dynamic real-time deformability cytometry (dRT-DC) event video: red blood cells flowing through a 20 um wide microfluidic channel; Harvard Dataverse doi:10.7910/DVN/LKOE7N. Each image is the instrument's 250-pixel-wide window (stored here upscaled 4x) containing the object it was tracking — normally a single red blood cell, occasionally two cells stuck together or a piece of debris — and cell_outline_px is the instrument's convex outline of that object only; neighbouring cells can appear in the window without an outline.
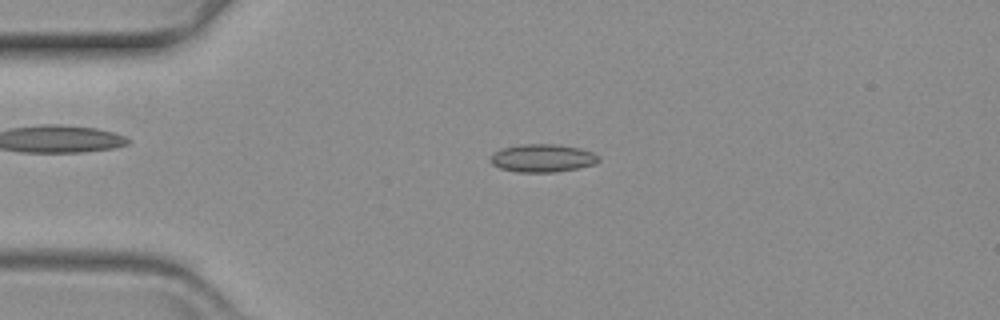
{"species": "common noctule bat (a hibernating species)", "species_latin": "Nyctalus noctula", "temperature_condition": "warm", "stored_images_in_passage": 60, "camera_frame_rate_fps": 3000, "um_per_image_px": 0.085, "animal": {"sex": "female", "body_mass_g": 19.3, "forearm_length_mm": 54.1}, "frame": {"image": 1, "passage_image": 14, "time_ms": 4.333, "image_size_px": [1000, 320], "cell_outline_px": [[600, 160], [596, 164], [556, 172], [516, 172], [500, 168], [492, 164], [488, 160], [496, 152], [504, 148], [524, 144], [556, 144], [580, 148], [592, 152], [600, 156]], "centroid_in_image_um": [46.14, 13.44], "position_along_channel_um": 38.9, "area_um2": 17.57}}
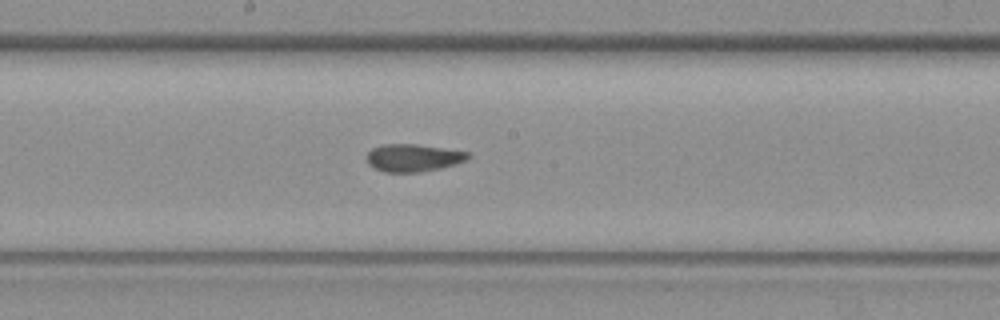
{"frame": {"image": 2, "passage_image": 32, "time_ms": 10.333, "image_size_px": [1000, 320], "cell_outline_px": [[468, 156], [464, 160], [456, 164], [440, 168], [420, 172], [384, 172], [368, 164], [364, 160], [368, 152], [372, 148], [384, 144], [416, 144], [468, 152]], "centroid_in_image_um": [35.05, 13.41], "position_along_channel_um": 213.2, "area_um2": 16.13}}
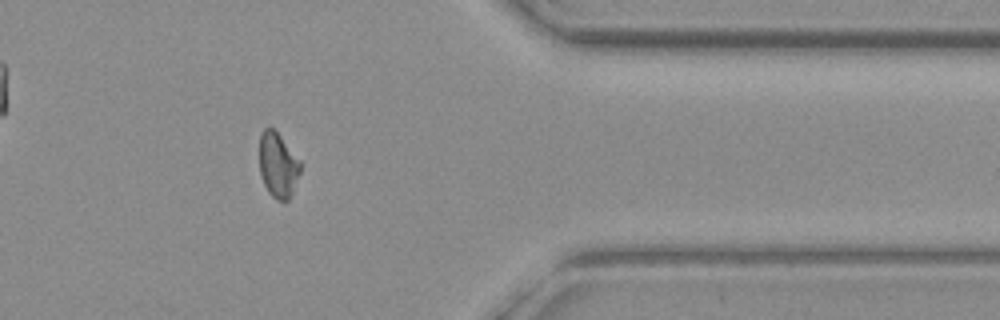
{"frame": {"image": 3, "passage_image": 49, "time_ms": 16.0, "image_size_px": [1000, 320], "cell_outline_px": [[300, 172], [292, 192], [288, 200], [276, 200], [268, 192], [260, 176], [260, 132], [264, 128], [272, 128], [280, 136], [300, 160]], "centroid_in_image_um": [23.61, 14.04], "position_along_channel_um": 387.8, "area_um2": 15.32}}